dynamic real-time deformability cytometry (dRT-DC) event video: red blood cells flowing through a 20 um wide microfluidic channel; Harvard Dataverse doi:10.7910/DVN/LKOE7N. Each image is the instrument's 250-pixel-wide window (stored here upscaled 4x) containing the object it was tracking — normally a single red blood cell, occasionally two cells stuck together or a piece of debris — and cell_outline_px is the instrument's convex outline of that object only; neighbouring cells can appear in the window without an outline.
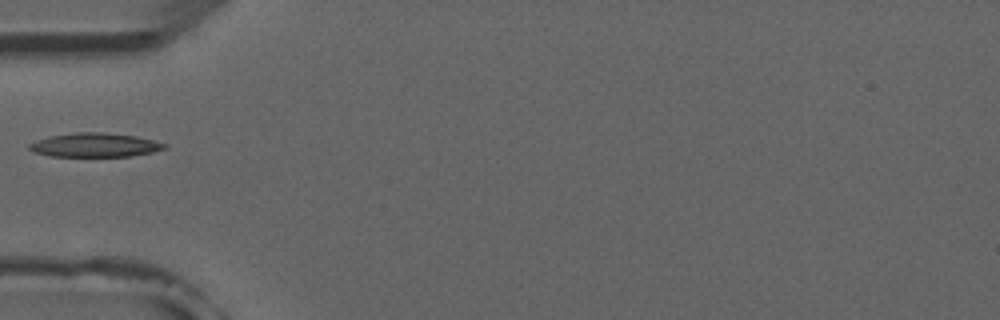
{"species": "common noctule bat (a hibernating species)", "species_latin": "Nyctalus noctula", "temperature_condition": "room temperature", "stored_images_in_passage": 7, "camera_frame_rate_fps": 3000, "um_per_image_px": 0.085, "animal": {"sex": "male", "forearm_length_mm": 52.5}, "frame": {"image": 1, "passage_image": 6, "time_ms": 6.667, "image_size_px": [1000, 320], "cell_outline_px": [[168, 148], [152, 152], [132, 156], [52, 156], [36, 152], [28, 148], [28, 144], [36, 140], [48, 136], [76, 132], [104, 132], [136, 136], [168, 144]], "centroid_in_image_um": [8.09, 12.32], "position_along_channel_um": 76.9, "area_um2": 18.9}}
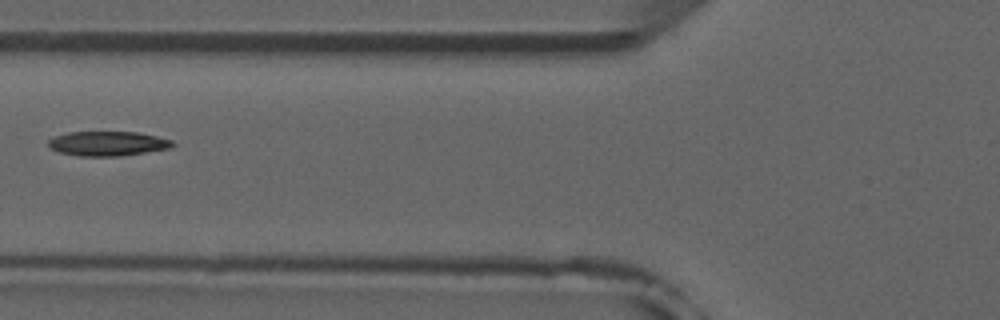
{"frame": {"image": 2, "passage_image": 7, "time_ms": 7.667, "image_size_px": [1000, 320], "cell_outline_px": [[176, 144], [168, 148], [120, 156], [80, 156], [60, 152], [48, 148], [48, 140], [56, 136], [68, 132], [136, 132], [156, 136], [172, 140]], "centroid_in_image_um": [9.12, 12.2], "position_along_channel_um": 116.7, "area_um2": 17.63}}